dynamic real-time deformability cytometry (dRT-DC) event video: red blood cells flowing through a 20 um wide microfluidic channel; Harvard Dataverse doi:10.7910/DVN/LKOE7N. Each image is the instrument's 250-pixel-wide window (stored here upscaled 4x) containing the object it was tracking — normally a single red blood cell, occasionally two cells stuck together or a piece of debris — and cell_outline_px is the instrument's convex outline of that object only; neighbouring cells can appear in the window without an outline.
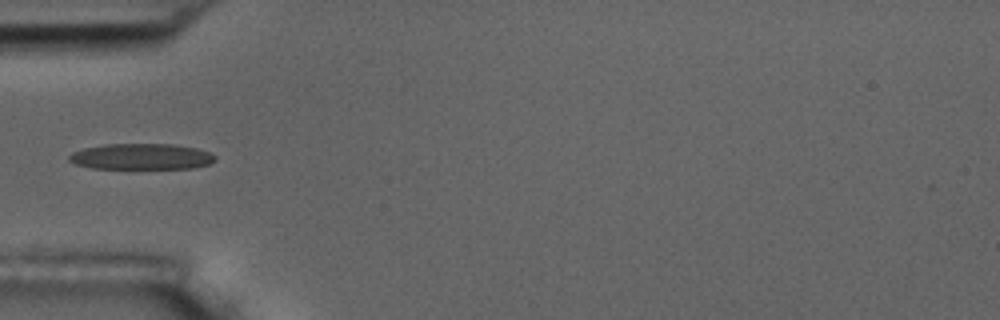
{"species": "common noctule bat (a hibernating species)", "species_latin": "Nyctalus noctula", "temperature_condition": "room temperature", "stored_images_in_passage": 6, "camera_frame_rate_fps": 3000, "um_per_image_px": 0.085, "animal": {"sex": "male", "body_mass_g": 17.5, "forearm_length_mm": 52.3}, "frame": {"image": 1, "passage_image": 6, "time_ms": 6.0, "image_size_px": [1000, 320], "cell_outline_px": [[216, 160], [208, 164], [192, 168], [92, 168], [76, 164], [68, 160], [68, 156], [72, 152], [84, 148], [104, 144], [172, 144], [196, 148], [208, 152], [216, 156]], "centroid_in_image_um": [12.0, 13.3], "position_along_channel_um": 73.0, "area_um2": 21.96}}